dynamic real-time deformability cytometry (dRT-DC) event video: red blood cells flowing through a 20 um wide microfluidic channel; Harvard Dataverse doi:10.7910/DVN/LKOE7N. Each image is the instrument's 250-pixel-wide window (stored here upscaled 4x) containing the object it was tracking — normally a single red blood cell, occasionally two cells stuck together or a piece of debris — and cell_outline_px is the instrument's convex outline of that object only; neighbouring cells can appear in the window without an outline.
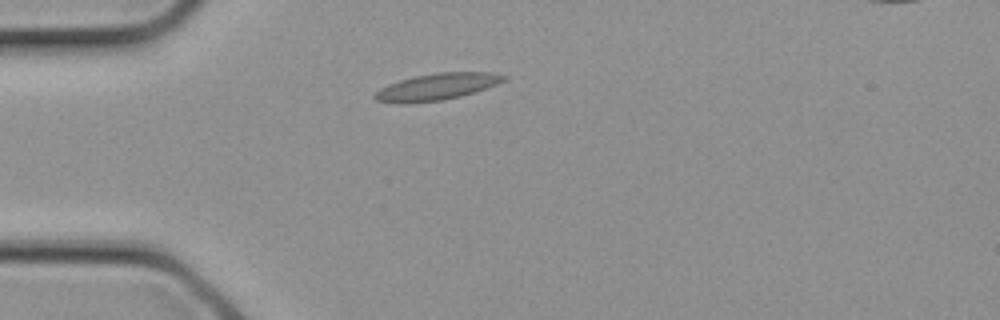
{"species": "common noctule bat (a hibernating species)", "species_latin": "Nyctalus noctula", "temperature_condition": "cold", "stored_images_in_passage": 2, "camera_frame_rate_fps": 3000, "um_per_image_px": 0.085, "animal": {"sex": "female", "body_mass_g": 21.9}, "frame": {"image": 1, "passage_image": 2, "time_ms": 0.333, "image_size_px": [1000, 320], "cell_outline_px": [[508, 80], [460, 96], [444, 100], [408, 104], [396, 104], [376, 100], [372, 96], [380, 88], [388, 84], [400, 80], [416, 76], [436, 72], [496, 72], [508, 76]], "centroid_in_image_um": [37.12, 7.38], "position_along_channel_um": 47.9, "area_um2": 20.23}}